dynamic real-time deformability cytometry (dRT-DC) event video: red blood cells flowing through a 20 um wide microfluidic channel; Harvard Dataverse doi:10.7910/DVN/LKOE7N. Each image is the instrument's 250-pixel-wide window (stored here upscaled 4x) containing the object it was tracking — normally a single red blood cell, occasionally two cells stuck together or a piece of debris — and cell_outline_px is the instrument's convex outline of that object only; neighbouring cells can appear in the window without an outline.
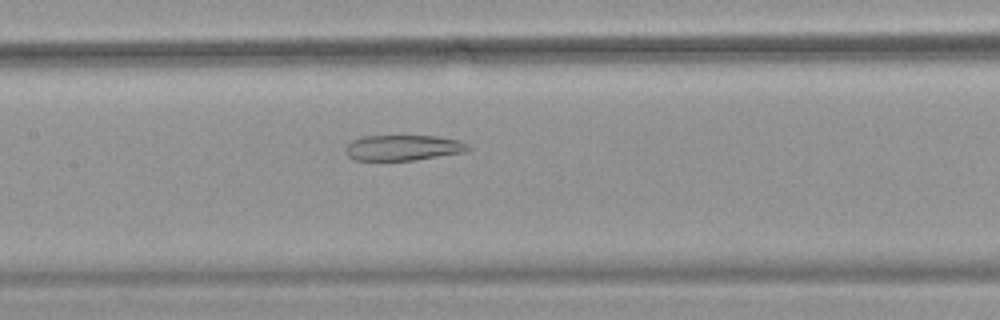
{"species": "common noctule bat (a hibernating species)", "species_latin": "Nyctalus noctula", "temperature_condition": "warm", "stored_images_in_passage": 35, "camera_frame_rate_fps": 3000, "um_per_image_px": 0.085, "animal": {"sex": "female", "body_mass_g": 18.4}, "frame": {"image": 1, "passage_image": 12, "time_ms": 3.667, "image_size_px": [1000, 320], "cell_outline_px": [[472, 148], [464, 152], [412, 160], [356, 160], [348, 156], [344, 152], [344, 148], [352, 140], [364, 136], [436, 136], [460, 140], [468, 144]], "centroid_in_image_um": [34.25, 12.55], "position_along_channel_um": 173.1, "area_um2": 18.21}}
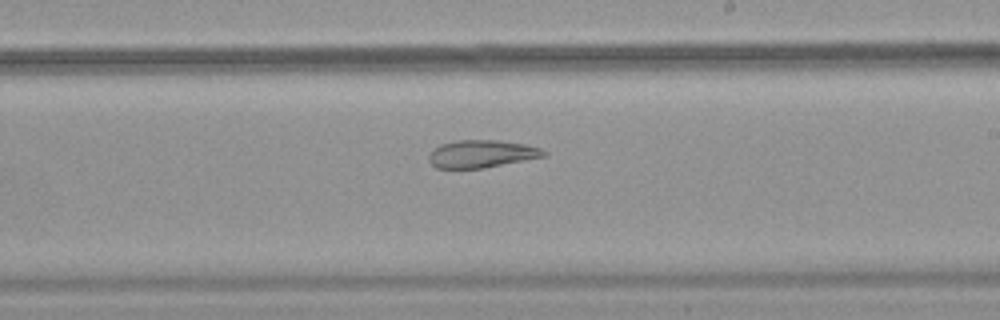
{"frame": {"image": 2, "passage_image": 18, "time_ms": 5.667, "image_size_px": [1000, 320], "cell_outline_px": [[548, 156], [484, 168], [436, 168], [428, 160], [428, 156], [440, 144], [456, 140], [500, 140], [524, 144], [540, 148], [548, 152]], "centroid_in_image_um": [40.98, 13.08], "position_along_channel_um": 248.0, "area_um2": 18.55}}
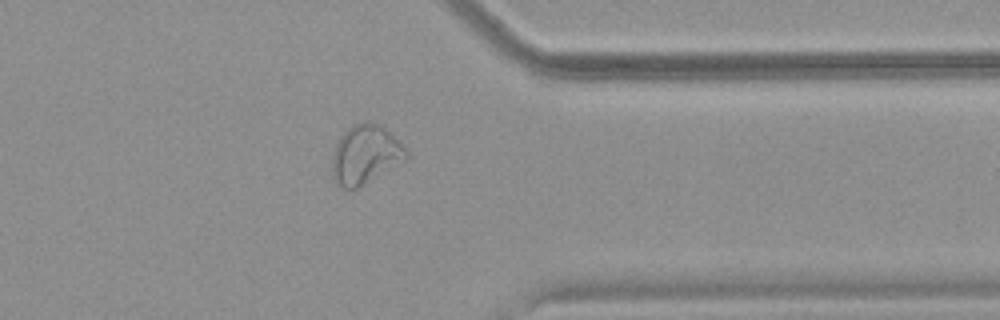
{"frame": {"image": 3, "passage_image": 29, "time_ms": 9.333, "image_size_px": [1000, 320], "cell_outline_px": [[408, 160], [356, 188], [340, 188], [336, 184], [332, 176], [332, 152], [340, 136], [348, 128], [356, 124], [380, 124], [408, 152]], "centroid_in_image_um": [31.03, 13.19], "position_along_channel_um": 380.4, "area_um2": 25.03}, "authors_computed_cell_mechanics": {"area_um2": 20.519, "velocity_mm_per_s": 3.7765, "shape_relaxation_time_tau1_ms": null, "shape_relaxation_time_tau2_ms": 3.9784, "deformation_change_tau1": null, "deformation_change_tau2": 0.1153}}